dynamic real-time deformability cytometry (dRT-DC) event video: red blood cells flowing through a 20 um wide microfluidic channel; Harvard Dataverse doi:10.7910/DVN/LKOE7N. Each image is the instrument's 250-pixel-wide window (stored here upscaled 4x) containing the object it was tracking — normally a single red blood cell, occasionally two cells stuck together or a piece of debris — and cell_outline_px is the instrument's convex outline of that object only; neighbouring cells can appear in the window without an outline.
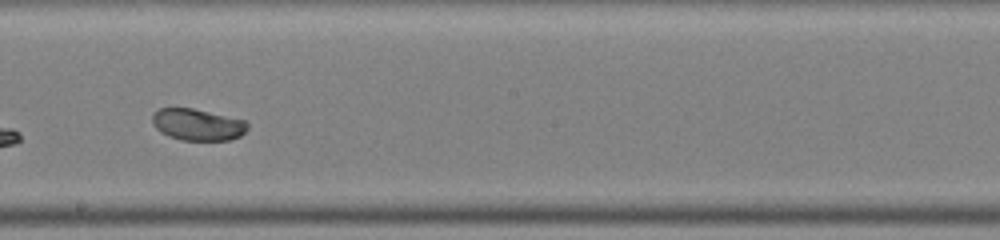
{"species": "common noctule bat (a hibernating species)", "species_latin": "Nyctalus noctula", "temperature_condition": "warm", "stored_images_in_passage": 29, "camera_frame_rate_fps": 3000, "um_per_image_px": 0.085, "animal": {"sex": "male", "body_mass_g": 19.0, "forearm_length_mm": 50.8}, "frame": {"image": 1, "passage_image": 13, "time_ms": 4.0, "image_size_px": [1000, 240], "cell_outline_px": [[248, 128], [240, 136], [228, 140], [180, 140], [168, 136], [160, 132], [152, 124], [152, 116], [160, 108], [192, 108], [244, 120], [248, 124]], "centroid_in_image_um": [16.77, 10.6], "position_along_channel_um": 231.4, "area_um2": 17.46}, "authors_computed_cell_mechanics": {"area_um2": 18.4382, "velocity_mm_per_s": 4.1044, "shape_relaxation_time_tau1_ms": 1.5121, "shape_relaxation_time_tau2_ms": null, "deformation_change_tau1": 0.0855, "deformation_change_tau2": null}}